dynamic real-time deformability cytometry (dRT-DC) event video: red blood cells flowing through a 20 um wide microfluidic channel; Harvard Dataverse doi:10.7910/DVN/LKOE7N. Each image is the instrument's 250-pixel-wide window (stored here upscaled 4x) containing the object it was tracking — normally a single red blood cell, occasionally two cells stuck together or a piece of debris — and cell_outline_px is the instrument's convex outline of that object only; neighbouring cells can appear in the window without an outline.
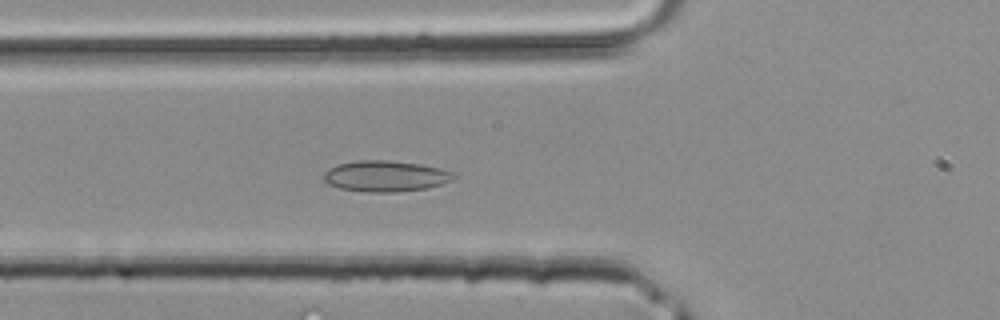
{"species": "common noctule bat (a hibernating species)", "species_latin": "Nyctalus noctula", "temperature_condition": "room temperature", "stored_images_in_passage": 39, "camera_frame_rate_fps": 3000, "um_per_image_px": 0.085, "animal": {"sex": "male", "body_mass_g": 20.4}, "frame": {"image": 1, "passage_image": 14, "time_ms": 4.333, "image_size_px": [1000, 320], "cell_outline_px": [[456, 176], [452, 180], [428, 188], [396, 192], [368, 192], [340, 188], [328, 184], [324, 180], [324, 172], [328, 168], [336, 164], [356, 160], [388, 160], [420, 164], [440, 168], [452, 172]], "centroid_in_image_um": [32.74, 14.96], "position_along_channel_um": 93.1, "area_um2": 23.52}}
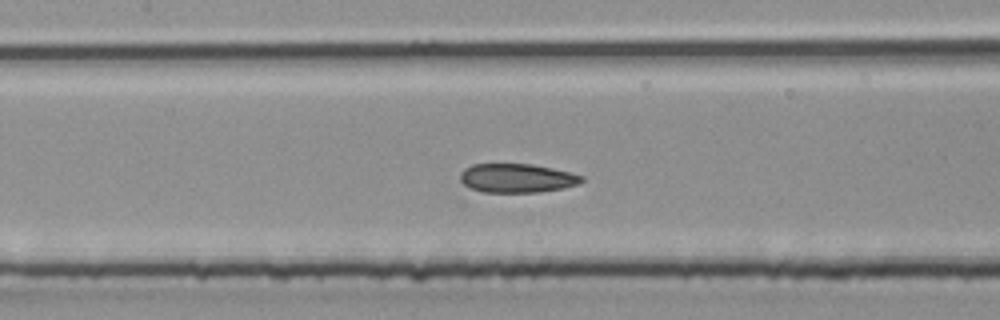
{"frame": {"image": 2, "passage_image": 18, "time_ms": 5.667, "image_size_px": [1000, 320], "cell_outline_px": [[584, 180], [580, 184], [564, 188], [540, 192], [484, 192], [472, 188], [464, 184], [460, 180], [460, 172], [464, 168], [472, 164], [532, 164], [572, 172], [584, 176]], "centroid_in_image_um": [43.98, 15.13], "position_along_channel_um": 163.4, "area_um2": 20.63}}
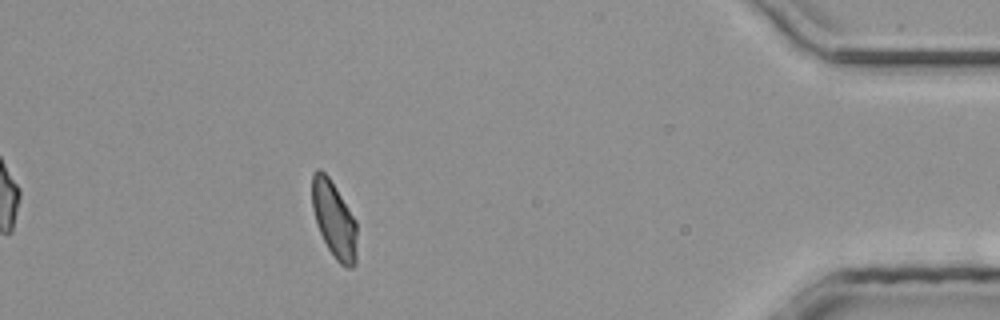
{"frame": {"image": 3, "passage_image": 35, "time_ms": 11.333, "image_size_px": [1000, 320], "cell_outline_px": [[356, 264], [352, 268], [348, 268], [340, 264], [336, 260], [328, 248], [320, 232], [312, 208], [312, 172], [316, 168], [320, 168], [328, 176], [336, 188], [356, 220]], "centroid_in_image_um": [28.39, 18.65], "position_along_channel_um": 406.8, "area_um2": 19.94}}